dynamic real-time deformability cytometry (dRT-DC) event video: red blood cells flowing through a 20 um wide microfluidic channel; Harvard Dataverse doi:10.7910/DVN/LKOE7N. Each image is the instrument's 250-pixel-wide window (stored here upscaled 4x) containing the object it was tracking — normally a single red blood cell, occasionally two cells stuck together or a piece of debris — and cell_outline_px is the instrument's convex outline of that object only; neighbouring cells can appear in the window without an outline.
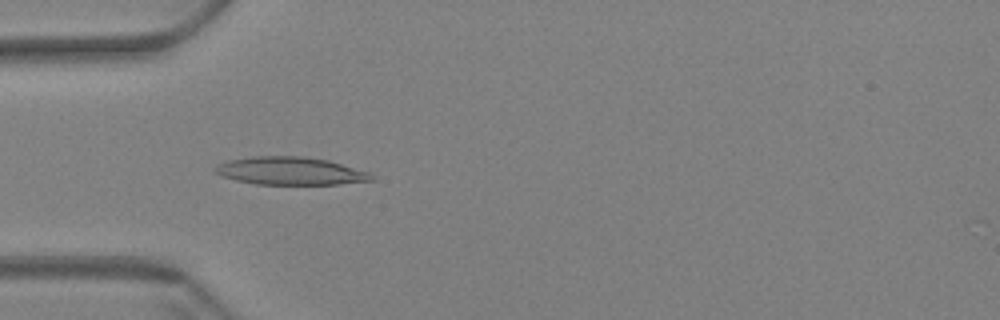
{"species": "Egyptian fruit bat (a non-hibernating species)", "species_latin": "Rousettus aegyptiacus", "temperature_condition": "warm", "stored_images_in_passage": 59, "camera_frame_rate_fps": 3000, "um_per_image_px": 0.085, "animal": {"sex": "female"}, "frame": {"image": 1, "passage_image": 18, "time_ms": 5.667, "image_size_px": [1000, 320], "cell_outline_px": [[376, 180], [340, 184], [256, 184], [236, 180], [220, 176], [212, 172], [212, 168], [216, 164], [228, 160], [252, 156], [304, 156], [328, 160], [372, 172], [376, 176]], "centroid_in_image_um": [24.69, 14.53], "position_along_channel_um": 60.3, "area_um2": 25.89}}
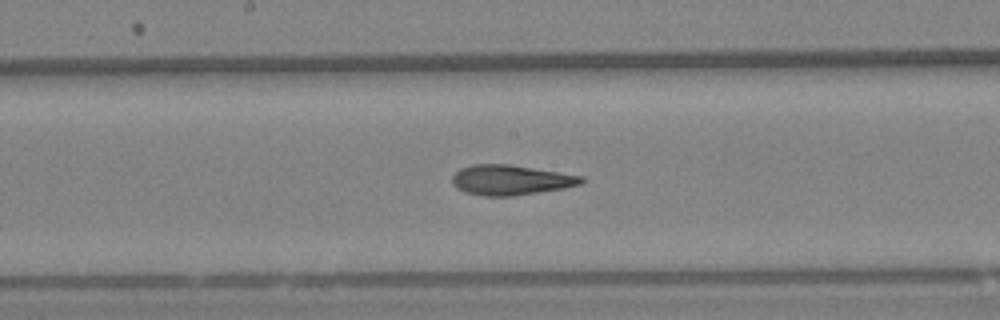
{"frame": {"image": 2, "passage_image": 31, "time_ms": 10.0, "image_size_px": [1000, 320], "cell_outline_px": [[584, 180], [580, 184], [564, 188], [512, 196], [484, 196], [464, 192], [456, 188], [452, 184], [452, 176], [460, 168], [472, 164], [508, 164], [584, 176]], "centroid_in_image_um": [43.37, 15.3], "position_along_channel_um": 204.8, "area_um2": 22.6}}
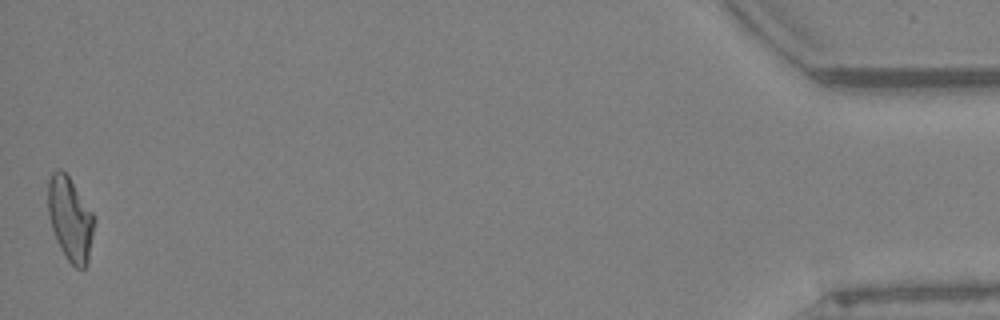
{"frame": {"image": 3, "passage_image": 59, "time_ms": 19.333, "image_size_px": [1000, 320], "cell_outline_px": [[96, 220], [88, 264], [84, 268], [76, 268], [64, 256], [56, 240], [48, 216], [48, 180], [52, 172], [60, 168], [68, 176], [96, 216]], "centroid_in_image_um": [5.99, 18.63], "position_along_channel_um": 429.2, "area_um2": 22.89}, "authors_computed_cell_mechanics": {"area_um2": 22.8888, "velocity_mm_per_s": 3.4072, "shape_relaxation_time_tau1_ms": null, "shape_relaxation_time_tau2_ms": 2.9265, "deformation_change_tau1": null, "deformation_change_tau2": 0.1151}}